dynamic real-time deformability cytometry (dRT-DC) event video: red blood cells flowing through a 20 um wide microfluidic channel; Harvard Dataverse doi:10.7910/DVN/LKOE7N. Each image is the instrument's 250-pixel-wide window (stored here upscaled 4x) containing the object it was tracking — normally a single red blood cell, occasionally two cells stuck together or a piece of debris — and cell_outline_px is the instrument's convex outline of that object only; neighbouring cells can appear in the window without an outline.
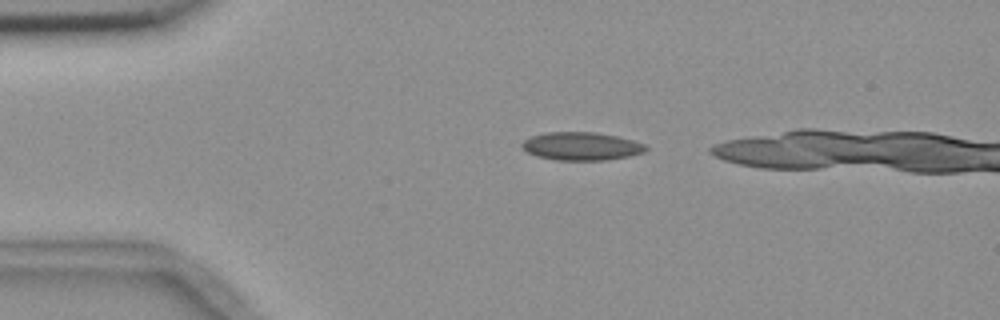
{"species": "common noctule bat (a hibernating species)", "species_latin": "Nyctalus noctula", "temperature_condition": "room temperature", "stored_images_in_passage": 3, "camera_frame_rate_fps": 3000, "um_per_image_px": 0.085, "animal": {"sex": "female", "body_mass_g": 18.4}, "frame": {"image": 1, "passage_image": 2, "time_ms": 1.0, "image_size_px": [1000, 320], "cell_outline_px": [[648, 148], [644, 152], [628, 156], [604, 160], [556, 160], [536, 156], [528, 152], [520, 144], [524, 140], [532, 136], [544, 132], [596, 132], [616, 136], [632, 140], [644, 144]], "centroid_in_image_um": [49.4, 12.42], "position_along_channel_um": 35.6, "area_um2": 20.17}}